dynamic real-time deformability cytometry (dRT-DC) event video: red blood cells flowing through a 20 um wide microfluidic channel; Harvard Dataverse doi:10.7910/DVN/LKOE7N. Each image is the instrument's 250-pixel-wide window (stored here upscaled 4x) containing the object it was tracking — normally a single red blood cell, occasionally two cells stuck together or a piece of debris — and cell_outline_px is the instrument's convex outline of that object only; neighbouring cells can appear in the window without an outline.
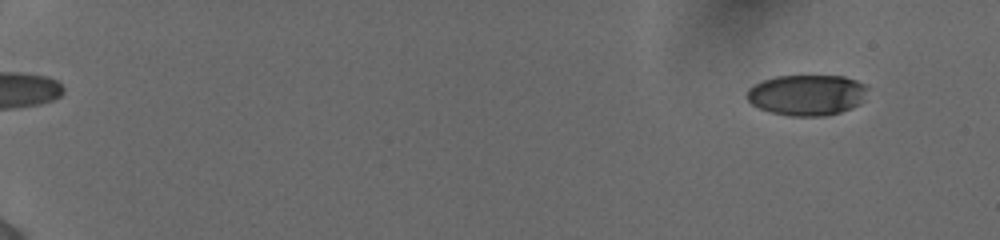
{"species": "human", "species_latin": "Homo sapiens", "temperature_condition": "cold", "stored_images_in_passage": 56, "camera_frame_rate_fps": 3000, "um_per_image_px": 0.085, "donor": {"sex": "female"}, "frame": {"image": 1, "passage_image": 5, "time_ms": 1.333, "image_size_px": [1000, 240], "cell_outline_px": [[868, 88], [860, 104], [852, 108], [840, 112], [824, 116], [788, 116], [772, 112], [760, 108], [752, 104], [748, 100], [748, 88], [764, 80], [776, 76], [844, 76], [856, 80], [864, 84]], "centroid_in_image_um": [68.61, 8.08], "position_along_channel_um": 16.4, "area_um2": 28.55}}
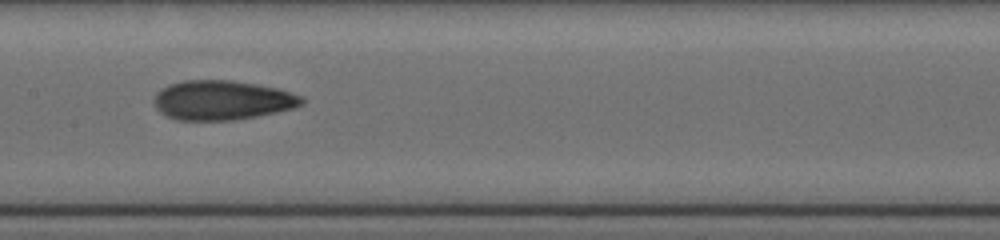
{"frame": {"image": 2, "passage_image": 32, "time_ms": 10.333, "image_size_px": [1000, 240], "cell_outline_px": [[304, 104], [292, 108], [276, 112], [256, 116], [232, 120], [176, 120], [160, 112], [156, 108], [152, 100], [156, 92], [160, 88], [168, 84], [184, 80], [232, 80], [280, 88], [304, 96]], "centroid_in_image_um": [18.87, 8.5], "position_along_channel_um": 188.5, "area_um2": 34.33}}
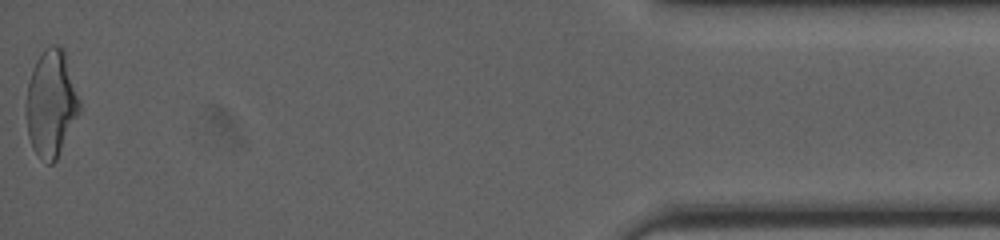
{"frame": {"image": 3, "passage_image": 56, "time_ms": 18.333, "image_size_px": [1000, 240], "cell_outline_px": [[80, 112], [56, 160], [52, 164], [48, 164], [32, 148], [28, 136], [24, 112], [28, 84], [32, 68], [36, 60], [44, 48], [52, 44], [56, 44], [64, 48], [80, 100]], "centroid_in_image_um": [4.33, 8.77], "position_along_channel_um": 430.9, "area_um2": 33.58}, "authors_computed_cell_mechanics": {"area_um2": 32.3969, "velocity_mm_per_s": 3.9072, "shape_relaxation_time_tau1_ms": 4.1924, "shape_relaxation_time_tau2_ms": 2.0341, "deformation_change_tau1": 0.1617, "deformation_change_tau2": 0.0951}}